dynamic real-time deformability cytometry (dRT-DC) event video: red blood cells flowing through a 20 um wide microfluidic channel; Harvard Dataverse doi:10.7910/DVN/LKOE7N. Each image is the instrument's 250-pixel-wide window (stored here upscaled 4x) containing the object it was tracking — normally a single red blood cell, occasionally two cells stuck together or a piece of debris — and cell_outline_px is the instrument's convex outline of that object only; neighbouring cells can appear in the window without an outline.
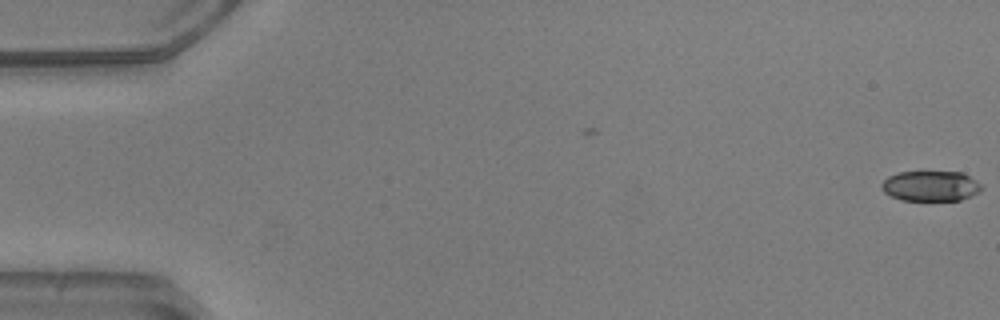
{"species": "common noctule bat (a hibernating species)", "species_latin": "Nyctalus noctula", "temperature_condition": "warm", "stored_images_in_passage": 11, "camera_frame_rate_fps": 3000, "um_per_image_px": 0.085, "animal": {"sex": "male", "body_mass_g": 20.5, "forearm_length_mm": 52.5}, "frame": {"image": 1, "passage_image": 1, "time_ms": 0.0, "image_size_px": [1000, 320], "cell_outline_px": [[980, 192], [972, 196], [960, 200], [900, 200], [884, 192], [880, 184], [888, 176], [900, 172], [964, 172], [980, 184]], "centroid_in_image_um": [79.1, 15.81], "position_along_channel_um": 5.9, "area_um2": 17.57}}